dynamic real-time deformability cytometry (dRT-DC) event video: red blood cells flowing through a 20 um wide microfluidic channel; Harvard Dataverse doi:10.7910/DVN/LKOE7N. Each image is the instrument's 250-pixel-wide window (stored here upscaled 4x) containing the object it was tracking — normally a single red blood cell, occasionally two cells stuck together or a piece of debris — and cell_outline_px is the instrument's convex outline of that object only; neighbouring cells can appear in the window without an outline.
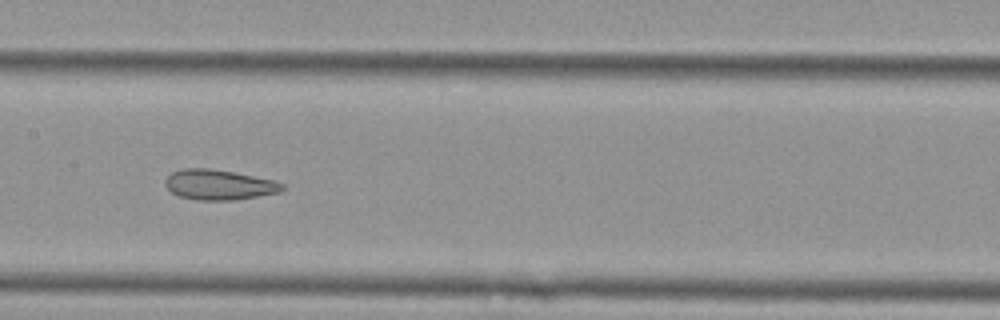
{"species": "Egyptian fruit bat (a non-hibernating species)", "species_latin": "Rousettus aegyptiacus", "temperature_condition": "cold", "stored_images_in_passage": 13, "camera_frame_rate_fps": 3000, "um_per_image_px": 0.085, "animal": {"sex": "female"}, "frame": {"image": 1, "passage_image": 6, "time_ms": 1.667, "image_size_px": [1000, 320], "cell_outline_px": [[284, 188], [280, 192], [232, 200], [196, 200], [180, 196], [172, 192], [164, 184], [164, 180], [172, 172], [180, 168], [208, 168], [232, 172], [276, 180], [284, 184]], "centroid_in_image_um": [18.6, 15.69], "position_along_channel_um": 188.8, "area_um2": 20.52}}
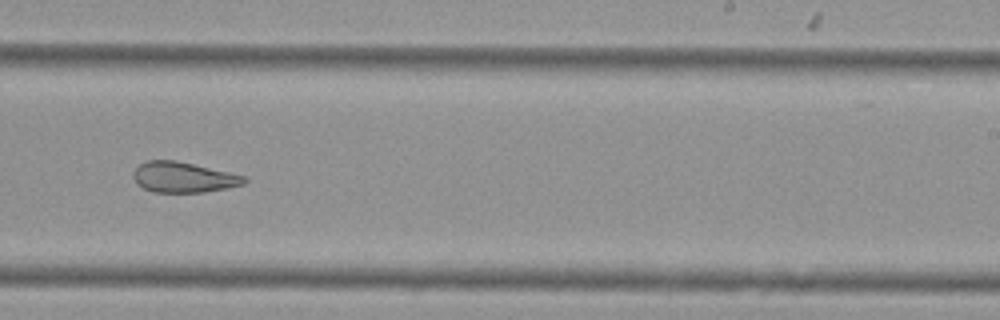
{"frame": {"image": 2, "passage_image": 8, "time_ms": 2.333, "image_size_px": [1000, 320], "cell_outline_px": [[248, 180], [244, 184], [228, 188], [204, 192], [152, 192], [136, 184], [132, 176], [132, 172], [144, 160], [176, 160], [228, 172], [244, 176]], "centroid_in_image_um": [15.55, 15.07], "position_along_channel_um": 273.5, "area_um2": 19.77}}
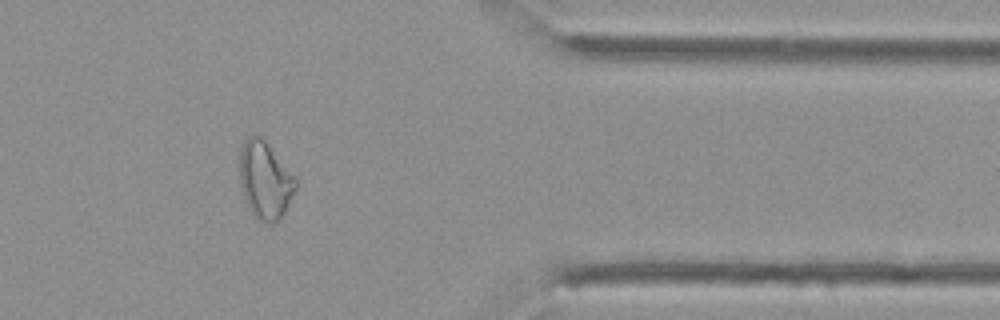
{"frame": {"image": 3, "passage_image": 11, "time_ms": 3.333, "image_size_px": [1000, 320], "cell_outline_px": [[296, 188], [280, 220], [272, 224], [268, 224], [256, 220], [244, 196], [240, 184], [240, 148], [244, 140], [248, 136], [260, 136], [264, 140], [296, 176]], "centroid_in_image_um": [22.53, 15.33], "position_along_channel_um": 388.9, "area_um2": 25.2}}